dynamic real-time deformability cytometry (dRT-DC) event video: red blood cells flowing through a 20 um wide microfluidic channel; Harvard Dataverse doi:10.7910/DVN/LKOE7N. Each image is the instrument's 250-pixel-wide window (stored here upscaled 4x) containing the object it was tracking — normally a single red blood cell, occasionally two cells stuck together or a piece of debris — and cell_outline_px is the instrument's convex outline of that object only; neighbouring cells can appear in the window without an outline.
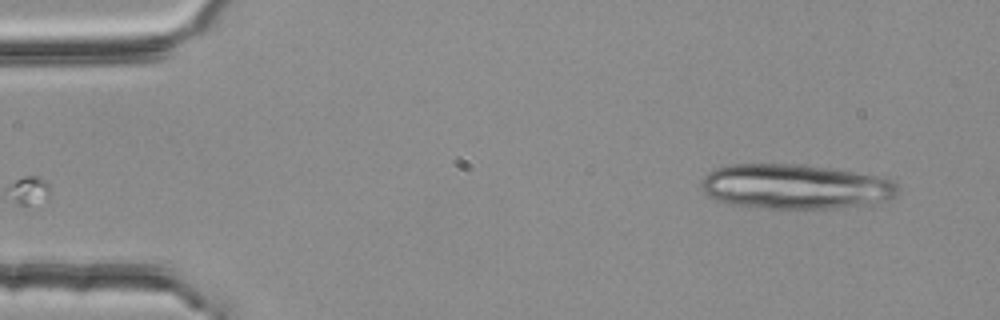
{"species": "common noctule bat (a hibernating species)", "species_latin": "Nyctalus noctula", "temperature_condition": "room temperature", "stored_images_in_passage": 2, "camera_frame_rate_fps": 3000, "um_per_image_px": 0.085, "animal": {"sex": "female", "body_mass_g": 25.1}, "frame": {"image": 1, "passage_image": 2, "time_ms": 0.333, "image_size_px": [1000, 320], "cell_outline_px": [[896, 196], [872, 208], [764, 208], [728, 204], [716, 200], [708, 196], [700, 188], [700, 180], [708, 172], [716, 168], [732, 164], [800, 164], [828, 168], [876, 176], [896, 180]], "centroid_in_image_um": [67.63, 15.89], "position_along_channel_um": 17.4, "area_um2": 52.25}}